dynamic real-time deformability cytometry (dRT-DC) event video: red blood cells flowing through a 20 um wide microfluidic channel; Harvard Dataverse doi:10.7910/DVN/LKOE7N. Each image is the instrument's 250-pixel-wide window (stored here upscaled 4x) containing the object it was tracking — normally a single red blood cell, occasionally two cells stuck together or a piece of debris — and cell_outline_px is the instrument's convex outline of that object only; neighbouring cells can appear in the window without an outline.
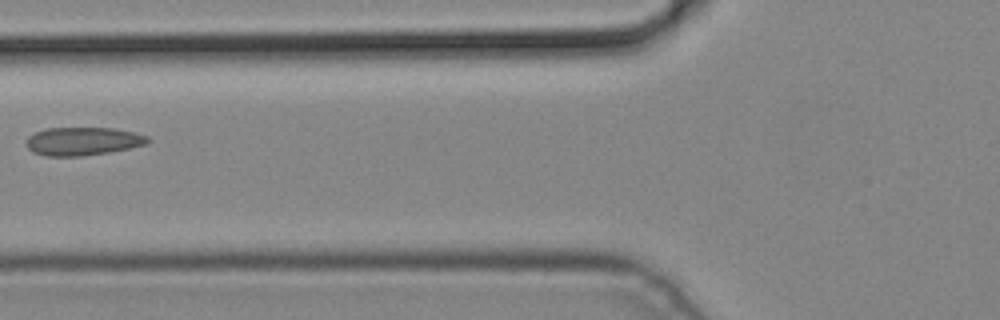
{"species": "common noctule bat (a hibernating species)", "species_latin": "Nyctalus noctula", "temperature_condition": "cold", "stored_images_in_passage": 5, "camera_frame_rate_fps": 3000, "um_per_image_px": 0.085, "animal": {"sex": "male", "body_mass_g": 19.2, "forearm_length_mm": 51.8}, "frame": {"image": 1, "passage_image": 5, "time_ms": 1.333, "image_size_px": [1000, 320], "cell_outline_px": [[152, 140], [148, 144], [108, 152], [80, 156], [48, 156], [32, 152], [24, 144], [28, 136], [36, 132], [48, 128], [112, 128], [132, 132], [148, 136]], "centroid_in_image_um": [7.03, 12.01], "position_along_channel_um": 118.8, "area_um2": 19.94}}